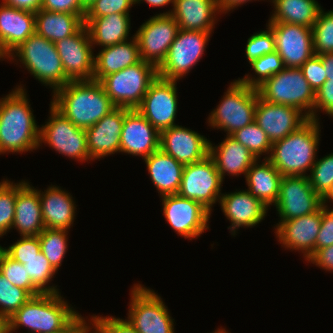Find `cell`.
Masks as SVG:
<instances>
[{
  "label": "cell",
  "mask_w": 333,
  "mask_h": 333,
  "mask_svg": "<svg viewBox=\"0 0 333 333\" xmlns=\"http://www.w3.org/2000/svg\"><path fill=\"white\" fill-rule=\"evenodd\" d=\"M38 191L45 228L69 230L77 209L72 195L55 185Z\"/></svg>",
  "instance_id": "27"
},
{
  "label": "cell",
  "mask_w": 333,
  "mask_h": 333,
  "mask_svg": "<svg viewBox=\"0 0 333 333\" xmlns=\"http://www.w3.org/2000/svg\"><path fill=\"white\" fill-rule=\"evenodd\" d=\"M16 56L29 73L42 84L51 87L53 93L70 82L65 76L55 43L36 33L13 50L7 59L14 60Z\"/></svg>",
  "instance_id": "5"
},
{
  "label": "cell",
  "mask_w": 333,
  "mask_h": 333,
  "mask_svg": "<svg viewBox=\"0 0 333 333\" xmlns=\"http://www.w3.org/2000/svg\"><path fill=\"white\" fill-rule=\"evenodd\" d=\"M89 323L96 333H139L127 319L124 320L113 316L92 315Z\"/></svg>",
  "instance_id": "48"
},
{
  "label": "cell",
  "mask_w": 333,
  "mask_h": 333,
  "mask_svg": "<svg viewBox=\"0 0 333 333\" xmlns=\"http://www.w3.org/2000/svg\"><path fill=\"white\" fill-rule=\"evenodd\" d=\"M35 33V12L0 4V48L8 57Z\"/></svg>",
  "instance_id": "26"
},
{
  "label": "cell",
  "mask_w": 333,
  "mask_h": 333,
  "mask_svg": "<svg viewBox=\"0 0 333 333\" xmlns=\"http://www.w3.org/2000/svg\"><path fill=\"white\" fill-rule=\"evenodd\" d=\"M320 57L326 71L327 80H333V53H324Z\"/></svg>",
  "instance_id": "57"
},
{
  "label": "cell",
  "mask_w": 333,
  "mask_h": 333,
  "mask_svg": "<svg viewBox=\"0 0 333 333\" xmlns=\"http://www.w3.org/2000/svg\"><path fill=\"white\" fill-rule=\"evenodd\" d=\"M50 12L85 15L86 7L81 0H42L41 8Z\"/></svg>",
  "instance_id": "51"
},
{
  "label": "cell",
  "mask_w": 333,
  "mask_h": 333,
  "mask_svg": "<svg viewBox=\"0 0 333 333\" xmlns=\"http://www.w3.org/2000/svg\"><path fill=\"white\" fill-rule=\"evenodd\" d=\"M283 221L312 214L322 205V198L310 185L308 176H282L279 197L274 205Z\"/></svg>",
  "instance_id": "13"
},
{
  "label": "cell",
  "mask_w": 333,
  "mask_h": 333,
  "mask_svg": "<svg viewBox=\"0 0 333 333\" xmlns=\"http://www.w3.org/2000/svg\"><path fill=\"white\" fill-rule=\"evenodd\" d=\"M307 120L308 118L297 108L272 104L258 97L255 122L266 133L272 144L296 131Z\"/></svg>",
  "instance_id": "19"
},
{
  "label": "cell",
  "mask_w": 333,
  "mask_h": 333,
  "mask_svg": "<svg viewBox=\"0 0 333 333\" xmlns=\"http://www.w3.org/2000/svg\"><path fill=\"white\" fill-rule=\"evenodd\" d=\"M221 210L231 225L228 227L232 235L240 227H254L266 216L268 207L247 190H240L228 194H222L219 199Z\"/></svg>",
  "instance_id": "24"
},
{
  "label": "cell",
  "mask_w": 333,
  "mask_h": 333,
  "mask_svg": "<svg viewBox=\"0 0 333 333\" xmlns=\"http://www.w3.org/2000/svg\"><path fill=\"white\" fill-rule=\"evenodd\" d=\"M151 181L161 196L177 194L184 165L160 148L144 158Z\"/></svg>",
  "instance_id": "31"
},
{
  "label": "cell",
  "mask_w": 333,
  "mask_h": 333,
  "mask_svg": "<svg viewBox=\"0 0 333 333\" xmlns=\"http://www.w3.org/2000/svg\"><path fill=\"white\" fill-rule=\"evenodd\" d=\"M120 152L147 158L159 149L160 132L136 109L125 113Z\"/></svg>",
  "instance_id": "21"
},
{
  "label": "cell",
  "mask_w": 333,
  "mask_h": 333,
  "mask_svg": "<svg viewBox=\"0 0 333 333\" xmlns=\"http://www.w3.org/2000/svg\"><path fill=\"white\" fill-rule=\"evenodd\" d=\"M178 24L171 14H156L136 31L141 60L158 68L176 38Z\"/></svg>",
  "instance_id": "14"
},
{
  "label": "cell",
  "mask_w": 333,
  "mask_h": 333,
  "mask_svg": "<svg viewBox=\"0 0 333 333\" xmlns=\"http://www.w3.org/2000/svg\"><path fill=\"white\" fill-rule=\"evenodd\" d=\"M92 331V332H91ZM85 333H96L94 330H92L91 326L90 328L87 329V331Z\"/></svg>",
  "instance_id": "64"
},
{
  "label": "cell",
  "mask_w": 333,
  "mask_h": 333,
  "mask_svg": "<svg viewBox=\"0 0 333 333\" xmlns=\"http://www.w3.org/2000/svg\"><path fill=\"white\" fill-rule=\"evenodd\" d=\"M163 215L178 235L194 239L209 229L211 213L200 202L178 194L161 196Z\"/></svg>",
  "instance_id": "15"
},
{
  "label": "cell",
  "mask_w": 333,
  "mask_h": 333,
  "mask_svg": "<svg viewBox=\"0 0 333 333\" xmlns=\"http://www.w3.org/2000/svg\"><path fill=\"white\" fill-rule=\"evenodd\" d=\"M3 4L15 7L17 9H24L32 12H37L41 8L42 0H2Z\"/></svg>",
  "instance_id": "55"
},
{
  "label": "cell",
  "mask_w": 333,
  "mask_h": 333,
  "mask_svg": "<svg viewBox=\"0 0 333 333\" xmlns=\"http://www.w3.org/2000/svg\"><path fill=\"white\" fill-rule=\"evenodd\" d=\"M22 264L30 276L32 283L42 293H60L57 286L48 285V283L52 281L56 270L51 266L41 251L37 256L31 257L30 259H22Z\"/></svg>",
  "instance_id": "37"
},
{
  "label": "cell",
  "mask_w": 333,
  "mask_h": 333,
  "mask_svg": "<svg viewBox=\"0 0 333 333\" xmlns=\"http://www.w3.org/2000/svg\"><path fill=\"white\" fill-rule=\"evenodd\" d=\"M129 108L116 107L95 125L88 127L87 147L92 160L120 152L121 131Z\"/></svg>",
  "instance_id": "23"
},
{
  "label": "cell",
  "mask_w": 333,
  "mask_h": 333,
  "mask_svg": "<svg viewBox=\"0 0 333 333\" xmlns=\"http://www.w3.org/2000/svg\"><path fill=\"white\" fill-rule=\"evenodd\" d=\"M157 77V68L140 60L134 65L103 77L99 83L116 107L136 109Z\"/></svg>",
  "instance_id": "7"
},
{
  "label": "cell",
  "mask_w": 333,
  "mask_h": 333,
  "mask_svg": "<svg viewBox=\"0 0 333 333\" xmlns=\"http://www.w3.org/2000/svg\"><path fill=\"white\" fill-rule=\"evenodd\" d=\"M275 37V51L285 67L300 68L314 55L312 28L303 25L268 22Z\"/></svg>",
  "instance_id": "18"
},
{
  "label": "cell",
  "mask_w": 333,
  "mask_h": 333,
  "mask_svg": "<svg viewBox=\"0 0 333 333\" xmlns=\"http://www.w3.org/2000/svg\"><path fill=\"white\" fill-rule=\"evenodd\" d=\"M75 126L87 129L116 108L95 80L70 81L54 92L50 102Z\"/></svg>",
  "instance_id": "2"
},
{
  "label": "cell",
  "mask_w": 333,
  "mask_h": 333,
  "mask_svg": "<svg viewBox=\"0 0 333 333\" xmlns=\"http://www.w3.org/2000/svg\"><path fill=\"white\" fill-rule=\"evenodd\" d=\"M212 333H229L228 331L225 330V328L215 330V332L213 331Z\"/></svg>",
  "instance_id": "62"
},
{
  "label": "cell",
  "mask_w": 333,
  "mask_h": 333,
  "mask_svg": "<svg viewBox=\"0 0 333 333\" xmlns=\"http://www.w3.org/2000/svg\"><path fill=\"white\" fill-rule=\"evenodd\" d=\"M134 284L128 309V322L139 333H175L174 319L154 290Z\"/></svg>",
  "instance_id": "9"
},
{
  "label": "cell",
  "mask_w": 333,
  "mask_h": 333,
  "mask_svg": "<svg viewBox=\"0 0 333 333\" xmlns=\"http://www.w3.org/2000/svg\"><path fill=\"white\" fill-rule=\"evenodd\" d=\"M26 183L21 181L14 184L7 179L0 182V237L12 229L16 195Z\"/></svg>",
  "instance_id": "40"
},
{
  "label": "cell",
  "mask_w": 333,
  "mask_h": 333,
  "mask_svg": "<svg viewBox=\"0 0 333 333\" xmlns=\"http://www.w3.org/2000/svg\"><path fill=\"white\" fill-rule=\"evenodd\" d=\"M307 176L314 191L323 198L333 184V153L317 158Z\"/></svg>",
  "instance_id": "44"
},
{
  "label": "cell",
  "mask_w": 333,
  "mask_h": 333,
  "mask_svg": "<svg viewBox=\"0 0 333 333\" xmlns=\"http://www.w3.org/2000/svg\"><path fill=\"white\" fill-rule=\"evenodd\" d=\"M0 333H9V318L0 314Z\"/></svg>",
  "instance_id": "59"
},
{
  "label": "cell",
  "mask_w": 333,
  "mask_h": 333,
  "mask_svg": "<svg viewBox=\"0 0 333 333\" xmlns=\"http://www.w3.org/2000/svg\"><path fill=\"white\" fill-rule=\"evenodd\" d=\"M3 251V247L2 246H0V253Z\"/></svg>",
  "instance_id": "65"
},
{
  "label": "cell",
  "mask_w": 333,
  "mask_h": 333,
  "mask_svg": "<svg viewBox=\"0 0 333 333\" xmlns=\"http://www.w3.org/2000/svg\"><path fill=\"white\" fill-rule=\"evenodd\" d=\"M252 0H217V4L221 13H227L231 9H235L237 6L247 3Z\"/></svg>",
  "instance_id": "56"
},
{
  "label": "cell",
  "mask_w": 333,
  "mask_h": 333,
  "mask_svg": "<svg viewBox=\"0 0 333 333\" xmlns=\"http://www.w3.org/2000/svg\"><path fill=\"white\" fill-rule=\"evenodd\" d=\"M256 89L259 97L265 101L297 108L308 119H313L315 92L301 68L285 67Z\"/></svg>",
  "instance_id": "6"
},
{
  "label": "cell",
  "mask_w": 333,
  "mask_h": 333,
  "mask_svg": "<svg viewBox=\"0 0 333 333\" xmlns=\"http://www.w3.org/2000/svg\"><path fill=\"white\" fill-rule=\"evenodd\" d=\"M259 161L260 159H257L245 175L248 185L247 191L264 205L270 207L273 203L275 205L279 197L282 175L268 159L264 158L262 164H258Z\"/></svg>",
  "instance_id": "33"
},
{
  "label": "cell",
  "mask_w": 333,
  "mask_h": 333,
  "mask_svg": "<svg viewBox=\"0 0 333 333\" xmlns=\"http://www.w3.org/2000/svg\"><path fill=\"white\" fill-rule=\"evenodd\" d=\"M211 33L179 29L167 55L157 68L158 77L180 80L202 58Z\"/></svg>",
  "instance_id": "10"
},
{
  "label": "cell",
  "mask_w": 333,
  "mask_h": 333,
  "mask_svg": "<svg viewBox=\"0 0 333 333\" xmlns=\"http://www.w3.org/2000/svg\"><path fill=\"white\" fill-rule=\"evenodd\" d=\"M84 17L39 9L35 13V33L55 43L75 34L84 25Z\"/></svg>",
  "instance_id": "34"
},
{
  "label": "cell",
  "mask_w": 333,
  "mask_h": 333,
  "mask_svg": "<svg viewBox=\"0 0 333 333\" xmlns=\"http://www.w3.org/2000/svg\"><path fill=\"white\" fill-rule=\"evenodd\" d=\"M333 245V209L322 206V221L316 238V250Z\"/></svg>",
  "instance_id": "52"
},
{
  "label": "cell",
  "mask_w": 333,
  "mask_h": 333,
  "mask_svg": "<svg viewBox=\"0 0 333 333\" xmlns=\"http://www.w3.org/2000/svg\"><path fill=\"white\" fill-rule=\"evenodd\" d=\"M29 102L22 85L0 99V154L23 153L42 146L40 127Z\"/></svg>",
  "instance_id": "1"
},
{
  "label": "cell",
  "mask_w": 333,
  "mask_h": 333,
  "mask_svg": "<svg viewBox=\"0 0 333 333\" xmlns=\"http://www.w3.org/2000/svg\"><path fill=\"white\" fill-rule=\"evenodd\" d=\"M83 5L87 7L90 3H92L94 0H81Z\"/></svg>",
  "instance_id": "61"
},
{
  "label": "cell",
  "mask_w": 333,
  "mask_h": 333,
  "mask_svg": "<svg viewBox=\"0 0 333 333\" xmlns=\"http://www.w3.org/2000/svg\"><path fill=\"white\" fill-rule=\"evenodd\" d=\"M322 221V207L309 215L276 224V238L287 249L301 251L307 260L316 251V238Z\"/></svg>",
  "instance_id": "22"
},
{
  "label": "cell",
  "mask_w": 333,
  "mask_h": 333,
  "mask_svg": "<svg viewBox=\"0 0 333 333\" xmlns=\"http://www.w3.org/2000/svg\"><path fill=\"white\" fill-rule=\"evenodd\" d=\"M312 35L315 55L333 53V10H320L312 26Z\"/></svg>",
  "instance_id": "42"
},
{
  "label": "cell",
  "mask_w": 333,
  "mask_h": 333,
  "mask_svg": "<svg viewBox=\"0 0 333 333\" xmlns=\"http://www.w3.org/2000/svg\"><path fill=\"white\" fill-rule=\"evenodd\" d=\"M209 142L196 131L176 125L160 132L159 148L179 163L189 165L209 155Z\"/></svg>",
  "instance_id": "20"
},
{
  "label": "cell",
  "mask_w": 333,
  "mask_h": 333,
  "mask_svg": "<svg viewBox=\"0 0 333 333\" xmlns=\"http://www.w3.org/2000/svg\"><path fill=\"white\" fill-rule=\"evenodd\" d=\"M317 110L325 111L326 114L333 117V80H326L315 92L313 120L319 121Z\"/></svg>",
  "instance_id": "50"
},
{
  "label": "cell",
  "mask_w": 333,
  "mask_h": 333,
  "mask_svg": "<svg viewBox=\"0 0 333 333\" xmlns=\"http://www.w3.org/2000/svg\"><path fill=\"white\" fill-rule=\"evenodd\" d=\"M90 326L84 317L77 313L63 328L52 333H85Z\"/></svg>",
  "instance_id": "54"
},
{
  "label": "cell",
  "mask_w": 333,
  "mask_h": 333,
  "mask_svg": "<svg viewBox=\"0 0 333 333\" xmlns=\"http://www.w3.org/2000/svg\"><path fill=\"white\" fill-rule=\"evenodd\" d=\"M50 113L48 121L40 128L39 144L47 143L59 154L80 162L92 160L87 147L86 130L75 126L52 104Z\"/></svg>",
  "instance_id": "11"
},
{
  "label": "cell",
  "mask_w": 333,
  "mask_h": 333,
  "mask_svg": "<svg viewBox=\"0 0 333 333\" xmlns=\"http://www.w3.org/2000/svg\"><path fill=\"white\" fill-rule=\"evenodd\" d=\"M274 13L268 22H282L312 28L322 7L316 0H271Z\"/></svg>",
  "instance_id": "35"
},
{
  "label": "cell",
  "mask_w": 333,
  "mask_h": 333,
  "mask_svg": "<svg viewBox=\"0 0 333 333\" xmlns=\"http://www.w3.org/2000/svg\"><path fill=\"white\" fill-rule=\"evenodd\" d=\"M230 136L245 146L257 159H260L263 153L270 155L272 143L255 121Z\"/></svg>",
  "instance_id": "39"
},
{
  "label": "cell",
  "mask_w": 333,
  "mask_h": 333,
  "mask_svg": "<svg viewBox=\"0 0 333 333\" xmlns=\"http://www.w3.org/2000/svg\"><path fill=\"white\" fill-rule=\"evenodd\" d=\"M141 1L146 2L149 6L151 5L152 7H163L168 4H173L172 7H174L175 0H135V3H141Z\"/></svg>",
  "instance_id": "58"
},
{
  "label": "cell",
  "mask_w": 333,
  "mask_h": 333,
  "mask_svg": "<svg viewBox=\"0 0 333 333\" xmlns=\"http://www.w3.org/2000/svg\"><path fill=\"white\" fill-rule=\"evenodd\" d=\"M172 9L160 14H171L179 29L211 34L217 21L216 15L221 13L217 0H175Z\"/></svg>",
  "instance_id": "25"
},
{
  "label": "cell",
  "mask_w": 333,
  "mask_h": 333,
  "mask_svg": "<svg viewBox=\"0 0 333 333\" xmlns=\"http://www.w3.org/2000/svg\"><path fill=\"white\" fill-rule=\"evenodd\" d=\"M223 179L217 171L216 164L210 155L198 162L184 165L178 195L200 202L210 212L212 206L222 195Z\"/></svg>",
  "instance_id": "12"
},
{
  "label": "cell",
  "mask_w": 333,
  "mask_h": 333,
  "mask_svg": "<svg viewBox=\"0 0 333 333\" xmlns=\"http://www.w3.org/2000/svg\"><path fill=\"white\" fill-rule=\"evenodd\" d=\"M300 68L314 92L327 80L326 71L323 67L320 55L314 54Z\"/></svg>",
  "instance_id": "49"
},
{
  "label": "cell",
  "mask_w": 333,
  "mask_h": 333,
  "mask_svg": "<svg viewBox=\"0 0 333 333\" xmlns=\"http://www.w3.org/2000/svg\"><path fill=\"white\" fill-rule=\"evenodd\" d=\"M317 120L308 119L296 131L272 144L268 159L282 176H307L315 163L320 140Z\"/></svg>",
  "instance_id": "3"
},
{
  "label": "cell",
  "mask_w": 333,
  "mask_h": 333,
  "mask_svg": "<svg viewBox=\"0 0 333 333\" xmlns=\"http://www.w3.org/2000/svg\"><path fill=\"white\" fill-rule=\"evenodd\" d=\"M65 76L70 81L93 80V45L85 24L73 35L55 42Z\"/></svg>",
  "instance_id": "17"
},
{
  "label": "cell",
  "mask_w": 333,
  "mask_h": 333,
  "mask_svg": "<svg viewBox=\"0 0 333 333\" xmlns=\"http://www.w3.org/2000/svg\"><path fill=\"white\" fill-rule=\"evenodd\" d=\"M307 261L326 271L333 272V245L317 249Z\"/></svg>",
  "instance_id": "53"
},
{
  "label": "cell",
  "mask_w": 333,
  "mask_h": 333,
  "mask_svg": "<svg viewBox=\"0 0 333 333\" xmlns=\"http://www.w3.org/2000/svg\"><path fill=\"white\" fill-rule=\"evenodd\" d=\"M135 0H94L86 7L84 18H96L113 13H129Z\"/></svg>",
  "instance_id": "46"
},
{
  "label": "cell",
  "mask_w": 333,
  "mask_h": 333,
  "mask_svg": "<svg viewBox=\"0 0 333 333\" xmlns=\"http://www.w3.org/2000/svg\"><path fill=\"white\" fill-rule=\"evenodd\" d=\"M331 200L333 202V184L327 194L322 198V205L328 207L327 202Z\"/></svg>",
  "instance_id": "60"
},
{
  "label": "cell",
  "mask_w": 333,
  "mask_h": 333,
  "mask_svg": "<svg viewBox=\"0 0 333 333\" xmlns=\"http://www.w3.org/2000/svg\"><path fill=\"white\" fill-rule=\"evenodd\" d=\"M12 228L17 229L20 236H38L45 229L39 191L29 182L17 192Z\"/></svg>",
  "instance_id": "28"
},
{
  "label": "cell",
  "mask_w": 333,
  "mask_h": 333,
  "mask_svg": "<svg viewBox=\"0 0 333 333\" xmlns=\"http://www.w3.org/2000/svg\"><path fill=\"white\" fill-rule=\"evenodd\" d=\"M5 58H8V57L6 56V54L0 48V59L4 60Z\"/></svg>",
  "instance_id": "63"
},
{
  "label": "cell",
  "mask_w": 333,
  "mask_h": 333,
  "mask_svg": "<svg viewBox=\"0 0 333 333\" xmlns=\"http://www.w3.org/2000/svg\"><path fill=\"white\" fill-rule=\"evenodd\" d=\"M177 82L157 77L149 86L141 104L136 108L159 132L176 126Z\"/></svg>",
  "instance_id": "16"
},
{
  "label": "cell",
  "mask_w": 333,
  "mask_h": 333,
  "mask_svg": "<svg viewBox=\"0 0 333 333\" xmlns=\"http://www.w3.org/2000/svg\"><path fill=\"white\" fill-rule=\"evenodd\" d=\"M132 40L103 47L95 56L93 80L100 81L103 77L118 72L138 63L140 58L139 44L135 35Z\"/></svg>",
  "instance_id": "30"
},
{
  "label": "cell",
  "mask_w": 333,
  "mask_h": 333,
  "mask_svg": "<svg viewBox=\"0 0 333 333\" xmlns=\"http://www.w3.org/2000/svg\"><path fill=\"white\" fill-rule=\"evenodd\" d=\"M209 142V155L213 158L222 179L227 172L232 176L246 175L257 158L230 135L217 146Z\"/></svg>",
  "instance_id": "29"
},
{
  "label": "cell",
  "mask_w": 333,
  "mask_h": 333,
  "mask_svg": "<svg viewBox=\"0 0 333 333\" xmlns=\"http://www.w3.org/2000/svg\"><path fill=\"white\" fill-rule=\"evenodd\" d=\"M78 312L59 293L30 298L9 318V333L26 327L28 333H52L63 328Z\"/></svg>",
  "instance_id": "4"
},
{
  "label": "cell",
  "mask_w": 333,
  "mask_h": 333,
  "mask_svg": "<svg viewBox=\"0 0 333 333\" xmlns=\"http://www.w3.org/2000/svg\"><path fill=\"white\" fill-rule=\"evenodd\" d=\"M68 230L45 228L39 235L40 249L51 266L57 271L67 252Z\"/></svg>",
  "instance_id": "36"
},
{
  "label": "cell",
  "mask_w": 333,
  "mask_h": 333,
  "mask_svg": "<svg viewBox=\"0 0 333 333\" xmlns=\"http://www.w3.org/2000/svg\"><path fill=\"white\" fill-rule=\"evenodd\" d=\"M32 296L20 287L14 286L0 273V314L10 318Z\"/></svg>",
  "instance_id": "43"
},
{
  "label": "cell",
  "mask_w": 333,
  "mask_h": 333,
  "mask_svg": "<svg viewBox=\"0 0 333 333\" xmlns=\"http://www.w3.org/2000/svg\"><path fill=\"white\" fill-rule=\"evenodd\" d=\"M0 273L14 286L25 289L32 297L42 294L32 283L24 265L10 258L4 251L0 253Z\"/></svg>",
  "instance_id": "41"
},
{
  "label": "cell",
  "mask_w": 333,
  "mask_h": 333,
  "mask_svg": "<svg viewBox=\"0 0 333 333\" xmlns=\"http://www.w3.org/2000/svg\"><path fill=\"white\" fill-rule=\"evenodd\" d=\"M275 51V37L268 27L265 31H258L248 38L245 47L246 58L249 63L259 57Z\"/></svg>",
  "instance_id": "45"
},
{
  "label": "cell",
  "mask_w": 333,
  "mask_h": 333,
  "mask_svg": "<svg viewBox=\"0 0 333 333\" xmlns=\"http://www.w3.org/2000/svg\"><path fill=\"white\" fill-rule=\"evenodd\" d=\"M249 64L257 75V78L256 76L252 77L251 74L249 76L246 74L245 77L242 79L238 78V80L252 88H257L265 80L269 79L285 68L283 60L276 51L273 53L265 54L258 59L252 60Z\"/></svg>",
  "instance_id": "38"
},
{
  "label": "cell",
  "mask_w": 333,
  "mask_h": 333,
  "mask_svg": "<svg viewBox=\"0 0 333 333\" xmlns=\"http://www.w3.org/2000/svg\"><path fill=\"white\" fill-rule=\"evenodd\" d=\"M129 13H113L104 17L84 18L91 44L112 46L129 40Z\"/></svg>",
  "instance_id": "32"
},
{
  "label": "cell",
  "mask_w": 333,
  "mask_h": 333,
  "mask_svg": "<svg viewBox=\"0 0 333 333\" xmlns=\"http://www.w3.org/2000/svg\"><path fill=\"white\" fill-rule=\"evenodd\" d=\"M258 97L256 88L249 87L239 80L231 82L217 108L209 115V126L231 135L251 124L255 121Z\"/></svg>",
  "instance_id": "8"
},
{
  "label": "cell",
  "mask_w": 333,
  "mask_h": 333,
  "mask_svg": "<svg viewBox=\"0 0 333 333\" xmlns=\"http://www.w3.org/2000/svg\"><path fill=\"white\" fill-rule=\"evenodd\" d=\"M3 251L13 260L22 264V259H30L41 251L38 236H21L20 240L4 247Z\"/></svg>",
  "instance_id": "47"
}]
</instances>
